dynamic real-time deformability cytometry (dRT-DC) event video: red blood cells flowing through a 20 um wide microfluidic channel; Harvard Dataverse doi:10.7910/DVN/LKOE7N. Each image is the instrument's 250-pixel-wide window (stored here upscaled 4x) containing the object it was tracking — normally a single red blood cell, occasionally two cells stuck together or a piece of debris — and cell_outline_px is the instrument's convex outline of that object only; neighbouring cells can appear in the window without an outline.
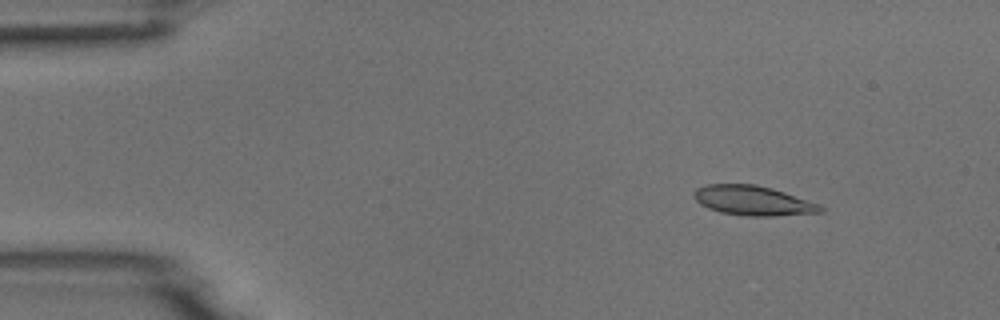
{"species": "common noctule bat (a hibernating species)", "species_latin": "Nyctalus noctula", "temperature_condition": "room temperature", "stored_images_in_passage": 3, "camera_frame_rate_fps": 3000, "um_per_image_px": 0.085, "animal": {"sex": "male", "body_mass_g": 18.8}, "frame": {"image": 1, "passage_image": 1, "time_ms": 0.0, "image_size_px": [1000, 320], "cell_outline_px": [[824, 212], [776, 216], [748, 216], [720, 212], [708, 208], [700, 204], [692, 196], [696, 188], [704, 184], [756, 184], [772, 188], [820, 204], [824, 208]], "centroid_in_image_um": [64.0, 17.05], "position_along_channel_um": 21.0, "area_um2": 22.02}}